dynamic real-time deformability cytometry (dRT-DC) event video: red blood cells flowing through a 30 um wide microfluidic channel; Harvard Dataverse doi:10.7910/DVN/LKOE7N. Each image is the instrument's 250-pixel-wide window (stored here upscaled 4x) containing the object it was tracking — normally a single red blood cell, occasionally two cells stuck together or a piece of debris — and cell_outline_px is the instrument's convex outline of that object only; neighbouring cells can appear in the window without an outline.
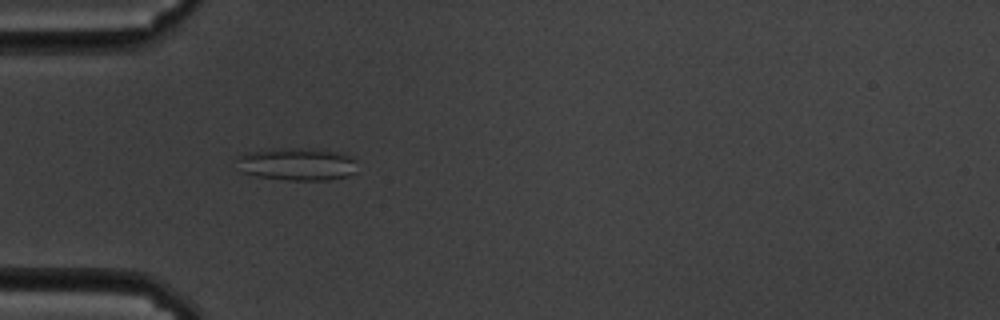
{"species": "common noctule bat (a hibernating species)", "species_latin": "Nyctalus noctula", "temperature_condition": "cold", "stored_images_in_passage": 43, "camera_frame_rate_fps": 3000, "um_per_image_px": 0.085, "animal": {"sex": "male", "body_mass_g": 19.5, "forearm_length_mm": 54.6}, "frame": {"image": 1, "passage_image": 2, "time_ms": 0.333, "image_size_px": [1000, 320], "cell_outline_px": [[356, 172], [348, 176], [328, 180], [288, 180], [256, 176], [244, 172], [236, 156], [248, 152], [272, 148], [300, 148], [344, 152], [356, 160]], "centroid_in_image_um": [25.31, 13.94], "position_along_channel_um": 59.7, "area_um2": 23.0}}
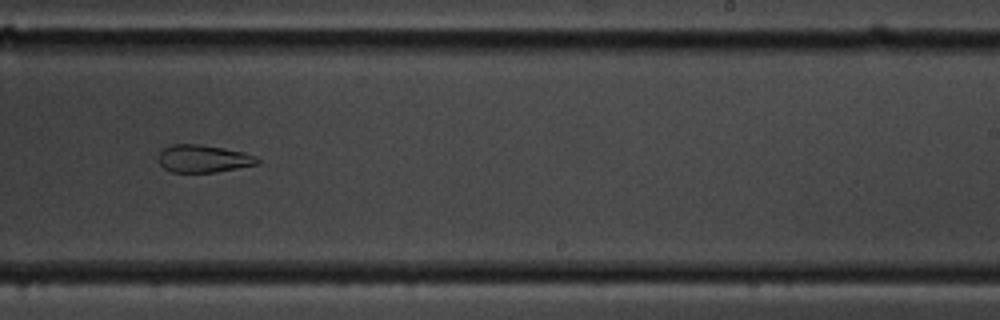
{"frame": {"image": 2, "passage_image": 21, "time_ms": 6.667, "image_size_px": [1000, 320], "cell_outline_px": [[260, 164], [216, 172], [172, 172], [164, 168], [160, 164], [156, 156], [160, 148], [172, 144], [200, 144], [224, 148], [244, 152], [256, 156], [260, 160]], "centroid_in_image_um": [17.25, 13.47], "position_along_channel_um": 271.7, "area_um2": 16.24}}
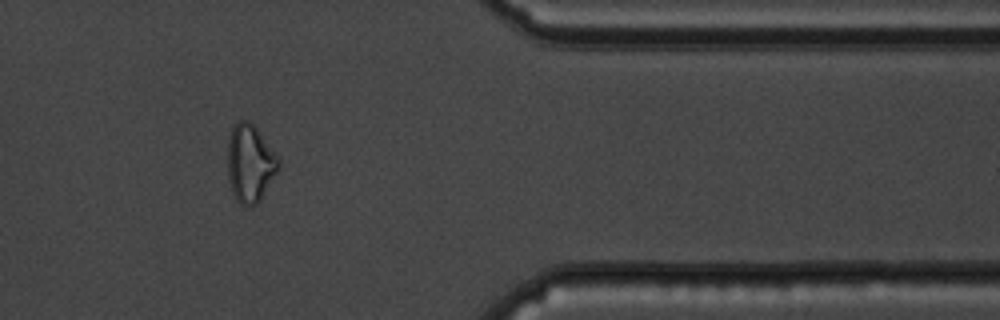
{"frame": {"image": 3, "passage_image": 33, "time_ms": 10.667, "image_size_px": [1000, 320], "cell_outline_px": [[280, 168], [260, 200], [256, 204], [240, 204], [236, 200], [232, 192], [228, 180], [228, 136], [232, 128], [240, 120], [248, 120], [256, 128], [280, 160]], "centroid_in_image_um": [21.25, 13.89], "position_along_channel_um": 390.2, "area_um2": 22.83}, "authors_computed_cell_mechanics": {"area_um2": 19.0162, "velocity_mm_per_s": 3.4139, "shape_relaxation_time_tau1_ms": null, "shape_relaxation_time_tau2_ms": 2.8738, "deformation_change_tau1": null, "deformation_change_tau2": 0.0955}}